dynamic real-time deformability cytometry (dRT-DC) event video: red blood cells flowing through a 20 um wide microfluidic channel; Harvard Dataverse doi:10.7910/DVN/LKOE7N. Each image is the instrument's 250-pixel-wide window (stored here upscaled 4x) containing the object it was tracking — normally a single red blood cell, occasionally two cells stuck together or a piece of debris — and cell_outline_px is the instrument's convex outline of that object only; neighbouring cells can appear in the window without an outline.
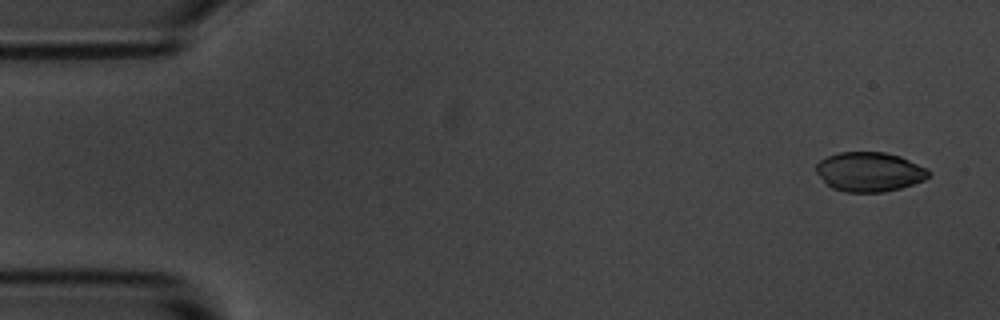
{"species": "common noctule bat (a hibernating species)", "species_latin": "Nyctalus noctula", "temperature_condition": "room temperature", "stored_images_in_passage": 6, "camera_frame_rate_fps": 3000, "um_per_image_px": 0.085, "animal": {"sex": "male", "body_mass_g": 20.1, "forearm_length_mm": 53.5}, "frame": {"image": 1, "passage_image": 1, "time_ms": 0.0, "image_size_px": [1000, 320], "cell_outline_px": [[932, 172], [924, 180], [900, 188], [880, 192], [844, 192], [832, 188], [816, 172], [816, 164], [820, 160], [828, 156], [840, 152], [884, 152], [900, 156], [928, 168]], "centroid_in_image_um": [73.92, 14.6], "position_along_channel_um": 11.1, "area_um2": 25.78}}